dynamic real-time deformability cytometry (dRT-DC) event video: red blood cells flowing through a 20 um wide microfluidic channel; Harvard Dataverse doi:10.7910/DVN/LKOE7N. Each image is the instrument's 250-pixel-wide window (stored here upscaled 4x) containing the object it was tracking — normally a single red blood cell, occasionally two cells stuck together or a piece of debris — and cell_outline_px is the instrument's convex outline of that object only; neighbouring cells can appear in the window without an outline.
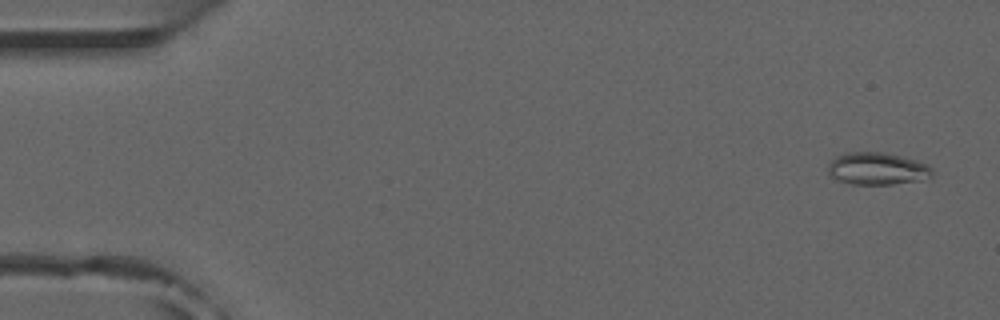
{"species": "common noctule bat (a hibernating species)", "species_latin": "Nyctalus noctula", "temperature_condition": "room temperature", "stored_images_in_passage": 53, "camera_frame_rate_fps": 3000, "um_per_image_px": 0.085, "animal": {"sex": "male", "forearm_length_mm": 52.5}, "frame": {"image": 1, "passage_image": 3, "time_ms": 0.667, "image_size_px": [1000, 320], "cell_outline_px": [[932, 176], [920, 180], [892, 184], [852, 184], [828, 176], [828, 164], [836, 156], [844, 152], [884, 152], [916, 160], [928, 164], [932, 168]], "centroid_in_image_um": [74.54, 14.33], "position_along_channel_um": 10.5, "area_um2": 19.65}}
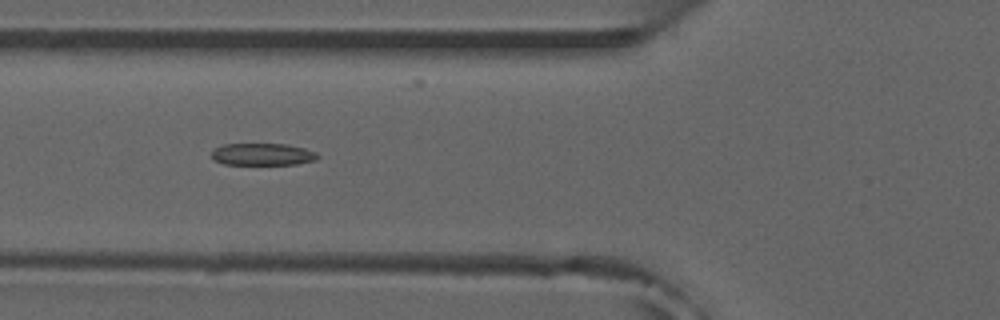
{"frame": {"image": 2, "passage_image": 20, "time_ms": 6.333, "image_size_px": [1000, 320], "cell_outline_px": [[320, 156], [316, 160], [296, 164], [224, 164], [212, 160], [212, 152], [216, 148], [224, 144], [284, 144], [304, 148], [316, 152]], "centroid_in_image_um": [22.32, 13.12], "position_along_channel_um": 103.5, "area_um2": 13.58}}
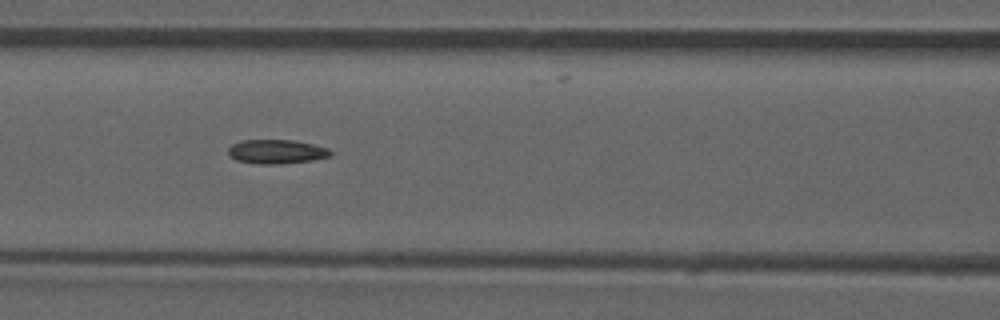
{"frame": {"image": 3, "passage_image": 23, "time_ms": 7.333, "image_size_px": [1000, 320], "cell_outline_px": [[332, 156], [312, 160], [280, 164], [256, 164], [236, 160], [228, 156], [228, 148], [232, 144], [240, 140], [296, 140], [328, 148], [332, 152]], "centroid_in_image_um": [23.48, 12.89], "position_along_channel_um": 143.1, "area_um2": 14.57}}